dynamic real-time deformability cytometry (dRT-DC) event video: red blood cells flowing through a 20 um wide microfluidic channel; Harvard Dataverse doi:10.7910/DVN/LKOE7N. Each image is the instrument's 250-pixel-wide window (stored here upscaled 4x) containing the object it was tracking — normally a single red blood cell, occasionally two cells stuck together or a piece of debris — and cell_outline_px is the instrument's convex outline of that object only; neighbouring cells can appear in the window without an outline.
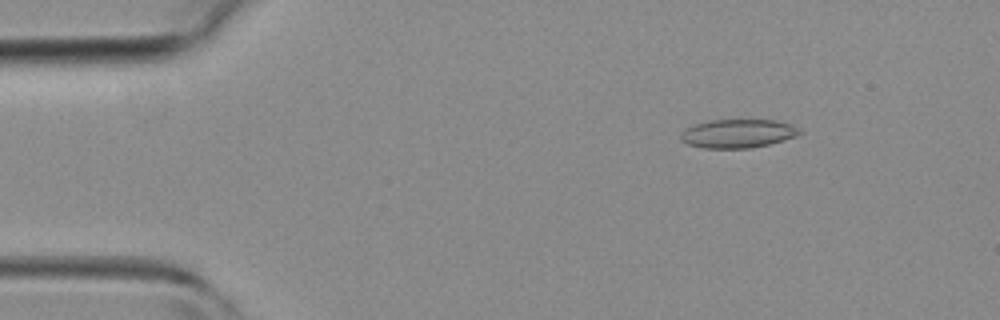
{"species": "common noctule bat (a hibernating species)", "species_latin": "Nyctalus noctula", "temperature_condition": "room temperature", "stored_images_in_passage": 10, "camera_frame_rate_fps": 3000, "um_per_image_px": 0.085, "animal": {"sex": "female", "body_mass_g": 19.3, "forearm_length_mm": 54.1}, "frame": {"image": 1, "passage_image": 4, "time_ms": 1.0, "image_size_px": [1000, 320], "cell_outline_px": [[804, 132], [796, 136], [784, 140], [768, 144], [748, 148], [704, 148], [688, 144], [680, 140], [680, 136], [684, 128], [692, 124], [708, 120], [776, 120], [792, 124], [800, 128]], "centroid_in_image_um": [62.71, 11.34], "position_along_channel_um": 22.3, "area_um2": 20.06}}